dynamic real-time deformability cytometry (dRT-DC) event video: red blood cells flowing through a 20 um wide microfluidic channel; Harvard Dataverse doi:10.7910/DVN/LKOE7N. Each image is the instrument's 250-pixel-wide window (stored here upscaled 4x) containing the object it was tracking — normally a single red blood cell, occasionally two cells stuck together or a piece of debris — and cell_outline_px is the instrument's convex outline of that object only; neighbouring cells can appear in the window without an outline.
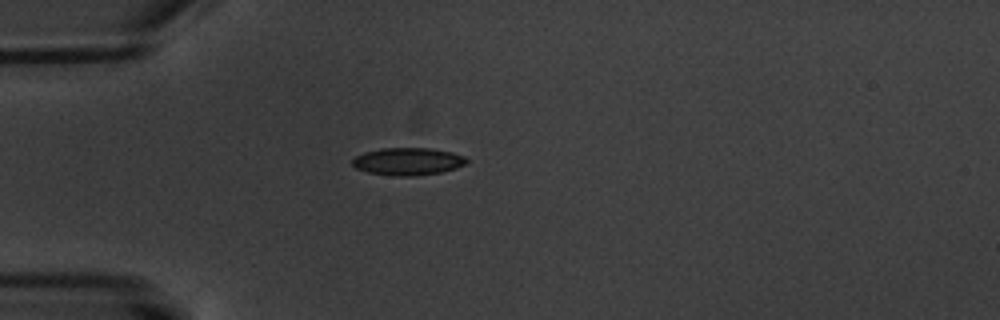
{"species": "common noctule bat (a hibernating species)", "species_latin": "Nyctalus noctula", "temperature_condition": "warm", "stored_images_in_passage": 1, "camera_frame_rate_fps": 3000, "um_per_image_px": 0.085, "animal": {"sex": "male", "body_mass_g": 20.1, "forearm_length_mm": 53.5}, "frame": {"image": 1, "passage_image": 1, "time_ms": 0.0, "image_size_px": [1000, 320], "cell_outline_px": [[468, 160], [464, 164], [456, 168], [440, 172], [416, 176], [392, 176], [368, 172], [356, 168], [352, 164], [352, 160], [356, 156], [364, 152], [380, 148], [428, 148], [452, 152], [464, 156]], "centroid_in_image_um": [34.65, 13.72], "position_along_channel_um": 50.4, "area_um2": 18.26}}